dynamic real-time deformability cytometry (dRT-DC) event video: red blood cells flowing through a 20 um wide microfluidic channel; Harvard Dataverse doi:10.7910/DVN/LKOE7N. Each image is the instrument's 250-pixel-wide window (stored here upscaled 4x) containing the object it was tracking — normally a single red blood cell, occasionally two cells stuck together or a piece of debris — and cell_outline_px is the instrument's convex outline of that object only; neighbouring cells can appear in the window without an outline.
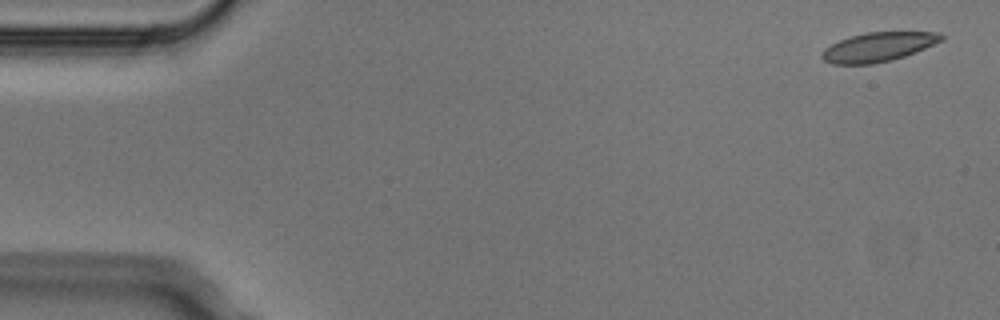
{"species": "Egyptian fruit bat (a non-hibernating species)", "species_latin": "Rousettus aegyptiacus", "temperature_condition": "cold", "stored_images_in_passage": 4, "camera_frame_rate_fps": 3000, "um_per_image_px": 0.085, "animal": {"sex": "male"}, "frame": {"image": 1, "passage_image": 1, "time_ms": 0.0, "image_size_px": [1000, 320], "cell_outline_px": [[944, 40], [916, 52], [892, 60], [872, 64], [832, 64], [824, 60], [820, 56], [824, 48], [840, 40], [864, 32], [940, 32], [944, 36]], "centroid_in_image_um": [74.67, 3.99], "position_along_channel_um": 10.3, "area_um2": 20.35}}